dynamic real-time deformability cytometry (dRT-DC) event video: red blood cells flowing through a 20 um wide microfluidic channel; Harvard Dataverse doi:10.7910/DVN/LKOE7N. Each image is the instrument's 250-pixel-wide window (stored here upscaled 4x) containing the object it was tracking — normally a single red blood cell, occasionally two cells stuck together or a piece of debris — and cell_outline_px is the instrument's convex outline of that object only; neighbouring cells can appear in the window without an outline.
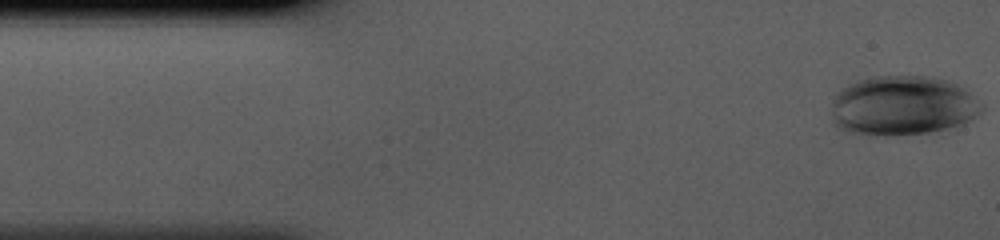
{"species": "human", "species_latin": "Homo sapiens", "temperature_condition": "cold", "stored_images_in_passage": 42, "camera_frame_rate_fps": 3000, "um_per_image_px": 0.085, "donor": {"sex": "male"}, "frame": {"image": 1, "passage_image": 1, "time_ms": 0.0, "image_size_px": [1000, 240], "cell_outline_px": [[980, 112], [964, 124], [948, 128], [928, 132], [888, 136], [868, 136], [844, 132], [836, 128], [832, 124], [832, 104], [836, 92], [840, 88], [848, 84], [872, 76], [928, 76], [944, 80], [956, 84], [964, 88], [968, 92], [980, 108]], "centroid_in_image_um": [76.6, 9.01], "position_along_channel_um": 8.4, "area_um2": 52.37}}
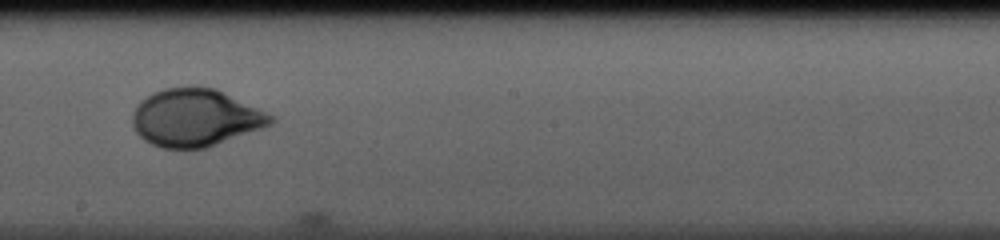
{"frame": {"image": 2, "passage_image": 23, "time_ms": 7.333, "image_size_px": [1000, 240], "cell_outline_px": [[276, 120], [272, 124], [264, 128], [204, 148], [184, 152], [160, 148], [144, 140], [136, 132], [132, 124], [132, 112], [136, 104], [140, 100], [152, 92], [164, 88], [216, 88], [276, 116]], "centroid_in_image_um": [16.6, 10.05], "position_along_channel_um": 231.6, "area_um2": 47.05}}
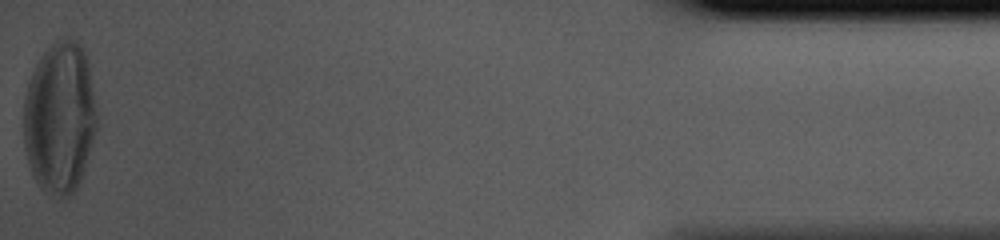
{"frame": {"image": 3, "passage_image": 42, "time_ms": 13.667, "image_size_px": [1000, 240], "cell_outline_px": [[96, 132], [84, 176], [72, 196], [56, 200], [48, 196], [40, 188], [32, 176], [24, 148], [24, 96], [32, 72], [40, 56], [56, 40], [76, 40], [80, 44], [84, 52], [88, 64], [96, 112]], "centroid_in_image_um": [5.07, 10.12], "position_along_channel_um": 430.1, "area_um2": 65.55}}